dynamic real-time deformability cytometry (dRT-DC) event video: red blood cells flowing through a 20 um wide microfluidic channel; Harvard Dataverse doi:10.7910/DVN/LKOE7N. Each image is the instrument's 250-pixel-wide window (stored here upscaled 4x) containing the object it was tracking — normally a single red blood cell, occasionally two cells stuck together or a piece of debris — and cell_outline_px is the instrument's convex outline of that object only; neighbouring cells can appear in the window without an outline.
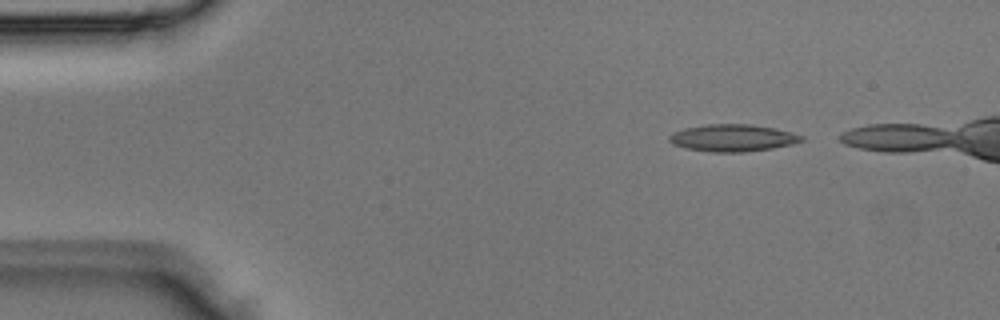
{"species": "Egyptian fruit bat (a non-hibernating species)", "species_latin": "Rousettus aegyptiacus", "temperature_condition": "room temperature", "stored_images_in_passage": 6, "camera_frame_rate_fps": 3000, "um_per_image_px": 0.085, "animal": {"sex": "male"}, "frame": {"image": 1, "passage_image": 2, "time_ms": 0.333, "image_size_px": [1000, 320], "cell_outline_px": [[804, 140], [792, 144], [772, 148], [744, 152], [712, 152], [684, 148], [672, 144], [668, 140], [668, 136], [672, 132], [684, 128], [704, 124], [752, 124], [792, 132], [804, 136]], "centroid_in_image_um": [62.24, 11.72], "position_along_channel_um": 22.8, "area_um2": 21.04}}